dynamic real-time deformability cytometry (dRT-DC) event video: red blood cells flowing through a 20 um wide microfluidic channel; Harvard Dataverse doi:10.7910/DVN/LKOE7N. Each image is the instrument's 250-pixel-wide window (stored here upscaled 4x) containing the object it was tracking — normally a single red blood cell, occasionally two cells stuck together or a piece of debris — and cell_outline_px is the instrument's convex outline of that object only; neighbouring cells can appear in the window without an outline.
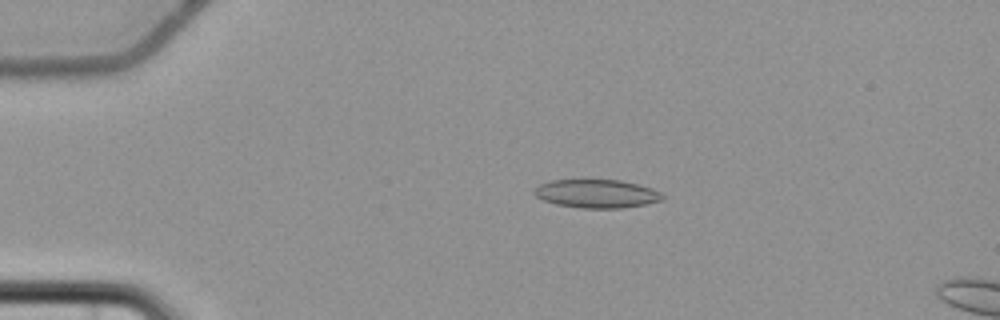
{"species": "common noctule bat (a hibernating species)", "species_latin": "Nyctalus noctula", "temperature_condition": "cold", "stored_images_in_passage": 5, "camera_frame_rate_fps": 3000, "um_per_image_px": 0.085, "animal": {"sex": "female", "body_mass_g": 22.7, "forearm_length_mm": 54.2}, "frame": {"image": 1, "passage_image": 3, "time_ms": 2.667, "image_size_px": [1000, 320], "cell_outline_px": [[664, 200], [624, 208], [580, 208], [556, 204], [544, 200], [536, 196], [532, 192], [540, 184], [552, 180], [620, 180], [640, 184], [652, 188], [660, 192], [664, 196]], "centroid_in_image_um": [50.75, 16.46], "position_along_channel_um": 34.3, "area_um2": 21.27}}